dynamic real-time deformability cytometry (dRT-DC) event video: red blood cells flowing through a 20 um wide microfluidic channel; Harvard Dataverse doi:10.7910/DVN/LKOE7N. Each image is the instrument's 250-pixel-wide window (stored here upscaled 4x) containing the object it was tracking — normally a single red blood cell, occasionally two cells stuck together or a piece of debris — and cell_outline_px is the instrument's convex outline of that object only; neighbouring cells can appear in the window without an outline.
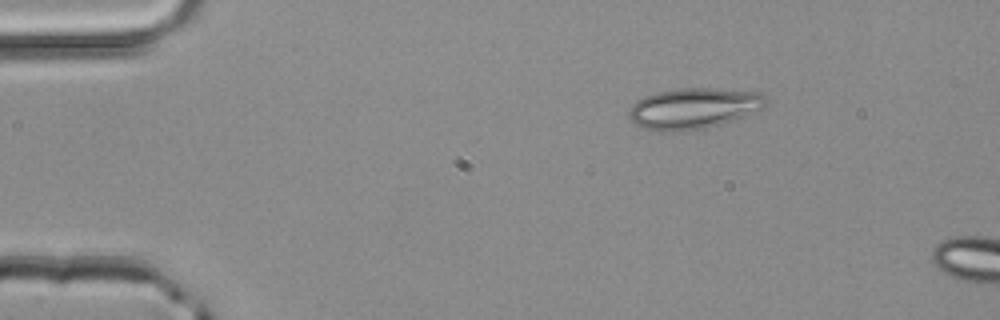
{"species": "common noctule bat (a hibernating species)", "species_latin": "Nyctalus noctula", "temperature_condition": "room temperature", "stored_images_in_passage": 2, "camera_frame_rate_fps": 3000, "um_per_image_px": 0.085, "animal": {"sex": "male", "body_mass_g": 20.4}, "frame": {"image": 1, "passage_image": 1, "time_ms": 0.0, "image_size_px": [1000, 320], "cell_outline_px": [[768, 104], [764, 108], [744, 116], [720, 124], [704, 128], [640, 128], [632, 124], [628, 116], [628, 112], [632, 104], [636, 100], [644, 96], [656, 92], [680, 88], [712, 88], [764, 92], [768, 96]], "centroid_in_image_um": [59.02, 9.15], "position_along_channel_um": 26.0, "area_um2": 32.19}}